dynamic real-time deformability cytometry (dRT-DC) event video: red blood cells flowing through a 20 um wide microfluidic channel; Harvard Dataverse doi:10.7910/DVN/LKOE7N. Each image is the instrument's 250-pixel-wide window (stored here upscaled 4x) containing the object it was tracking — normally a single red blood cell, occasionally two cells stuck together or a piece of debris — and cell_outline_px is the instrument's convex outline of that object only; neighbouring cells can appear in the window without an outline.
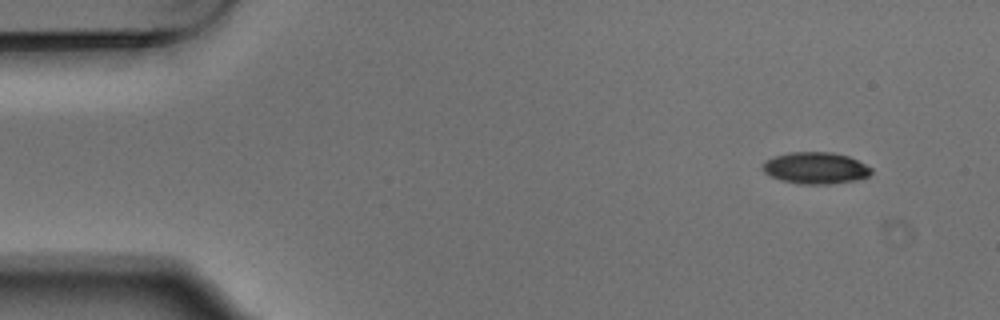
{"species": "Egyptian fruit bat (a non-hibernating species)", "species_latin": "Rousettus aegyptiacus", "temperature_condition": "warm", "stored_images_in_passage": 3, "camera_frame_rate_fps": 3000, "um_per_image_px": 0.085, "animal": {"sex": "male"}, "frame": {"image": 1, "passage_image": 1, "time_ms": 0.0, "image_size_px": [1000, 320], "cell_outline_px": [[872, 172], [868, 176], [856, 180], [828, 184], [800, 184], [780, 180], [764, 172], [764, 160], [772, 156], [788, 152], [832, 152], [848, 156], [872, 168]], "centroid_in_image_um": [69.31, 14.27], "position_along_channel_um": 15.7, "area_um2": 20.0}}